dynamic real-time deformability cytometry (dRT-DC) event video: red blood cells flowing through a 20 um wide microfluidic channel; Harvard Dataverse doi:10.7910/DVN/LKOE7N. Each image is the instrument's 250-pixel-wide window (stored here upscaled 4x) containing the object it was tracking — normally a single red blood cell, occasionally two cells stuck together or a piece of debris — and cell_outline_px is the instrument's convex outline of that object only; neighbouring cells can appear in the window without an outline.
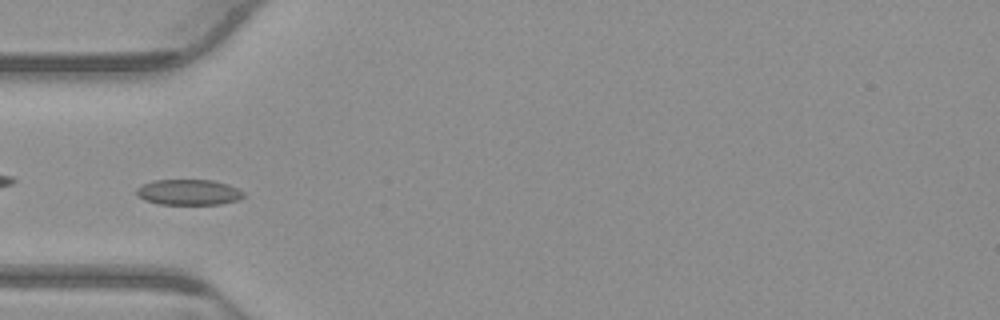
{"species": "common noctule bat (a hibernating species)", "species_latin": "Nyctalus noctula", "temperature_condition": "warm", "stored_images_in_passage": 52, "camera_frame_rate_fps": 3000, "um_per_image_px": 0.085, "animal": {"sex": "male", "body_mass_g": 23.1, "forearm_length_mm": 52.7}, "frame": {"image": 1, "passage_image": 15, "time_ms": 4.667, "image_size_px": [1000, 320], "cell_outline_px": [[248, 196], [240, 200], [220, 204], [160, 204], [144, 200], [136, 196], [136, 188], [152, 180], [212, 180], [228, 184], [244, 192]], "centroid_in_image_um": [16.06, 16.34], "position_along_channel_um": 68.9, "area_um2": 16.18}}
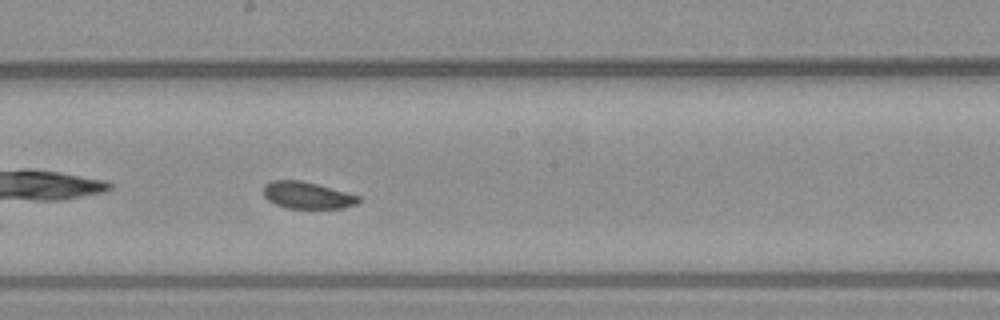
{"frame": {"image": 2, "passage_image": 27, "time_ms": 8.667, "image_size_px": [1000, 320], "cell_outline_px": [[360, 200], [356, 204], [344, 208], [288, 208], [276, 204], [268, 200], [264, 196], [264, 184], [272, 180], [300, 180], [316, 184], [360, 196]], "centroid_in_image_um": [26.1, 16.6], "position_along_channel_um": 222.1, "area_um2": 14.74}}
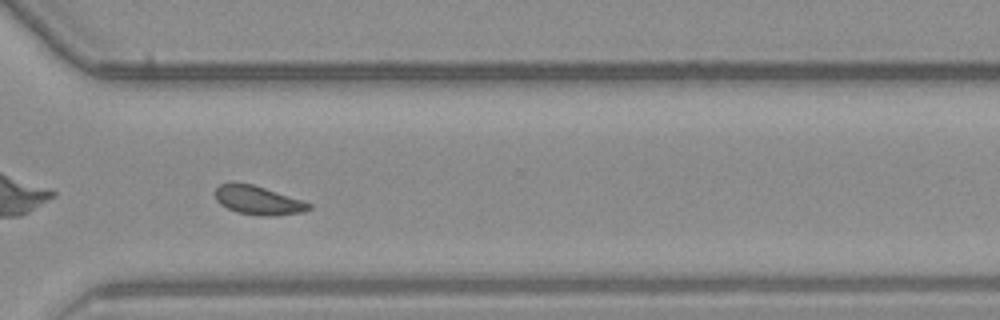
{"frame": {"image": 3, "passage_image": 37, "time_ms": 12.0, "image_size_px": [1000, 320], "cell_outline_px": [[312, 208], [304, 212], [272, 216], [260, 216], [236, 212], [220, 204], [216, 200], [216, 188], [220, 184], [232, 180], [236, 180], [252, 184], [312, 204]], "centroid_in_image_um": [21.89, 17.01], "position_along_channel_um": 348.7, "area_um2": 15.84}, "authors_computed_cell_mechanics": {"area_um2": 15.895, "velocity_mm_per_s": 3.8068, "shape_relaxation_time_tau1_ms": 3.398, "shape_relaxation_time_tau2_ms": null, "deformation_change_tau1": 0.0724, "deformation_change_tau2": null}}